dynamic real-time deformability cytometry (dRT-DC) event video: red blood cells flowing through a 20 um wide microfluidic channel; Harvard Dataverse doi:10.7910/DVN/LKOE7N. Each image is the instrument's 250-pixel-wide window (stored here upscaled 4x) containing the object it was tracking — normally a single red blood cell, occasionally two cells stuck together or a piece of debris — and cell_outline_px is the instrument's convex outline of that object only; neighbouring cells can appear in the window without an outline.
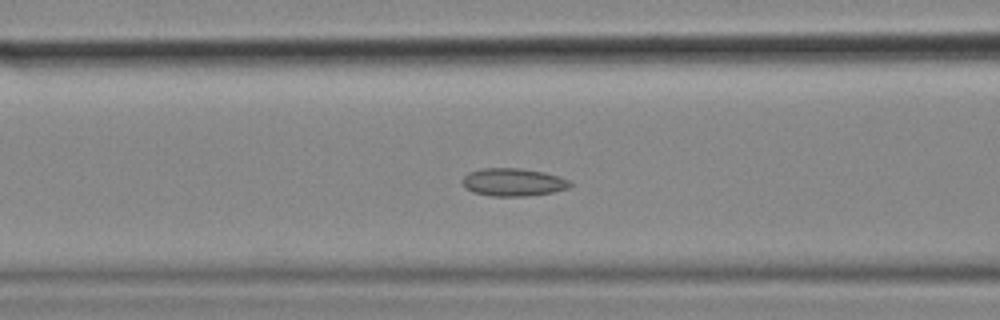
{"species": "common noctule bat (a hibernating species)", "species_latin": "Nyctalus noctula", "temperature_condition": "cold", "stored_images_in_passage": 23, "camera_frame_rate_fps": 3000, "um_per_image_px": 0.085, "animal": {"sex": "female", "body_mass_g": 18.4}, "frame": {"image": 1, "passage_image": 20, "time_ms": 6.333, "image_size_px": [1000, 320], "cell_outline_px": [[572, 184], [568, 188], [552, 192], [524, 196], [492, 196], [472, 192], [464, 188], [460, 180], [468, 172], [480, 168], [520, 168], [544, 172], [560, 176], [568, 180]], "centroid_in_image_um": [43.56, 15.48], "position_along_channel_um": 123.0, "area_um2": 17.63}}